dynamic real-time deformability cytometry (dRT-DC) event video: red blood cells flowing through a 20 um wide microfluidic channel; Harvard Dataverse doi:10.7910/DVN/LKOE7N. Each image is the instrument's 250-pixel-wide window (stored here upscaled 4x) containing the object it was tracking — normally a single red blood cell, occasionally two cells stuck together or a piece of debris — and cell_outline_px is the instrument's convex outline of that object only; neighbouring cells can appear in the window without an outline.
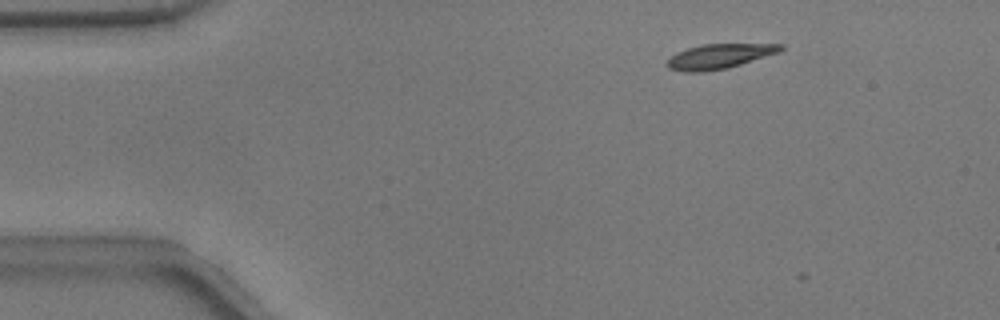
{"species": "common noctule bat (a hibernating species)", "species_latin": "Nyctalus noctula", "temperature_condition": "warm", "stored_images_in_passage": 10, "camera_frame_rate_fps": 3000, "um_per_image_px": 0.085, "animal": {"sex": "male", "body_mass_g": 17.9}, "frame": {"image": 1, "passage_image": 1, "time_ms": 0.0, "image_size_px": [1000, 320], "cell_outline_px": [[784, 48], [780, 52], [728, 68], [700, 72], [684, 72], [668, 68], [664, 64], [676, 52], [688, 48], [704, 44], [784, 44]], "centroid_in_image_um": [61.13, 4.79], "position_along_channel_um": 23.9, "area_um2": 16.36}}